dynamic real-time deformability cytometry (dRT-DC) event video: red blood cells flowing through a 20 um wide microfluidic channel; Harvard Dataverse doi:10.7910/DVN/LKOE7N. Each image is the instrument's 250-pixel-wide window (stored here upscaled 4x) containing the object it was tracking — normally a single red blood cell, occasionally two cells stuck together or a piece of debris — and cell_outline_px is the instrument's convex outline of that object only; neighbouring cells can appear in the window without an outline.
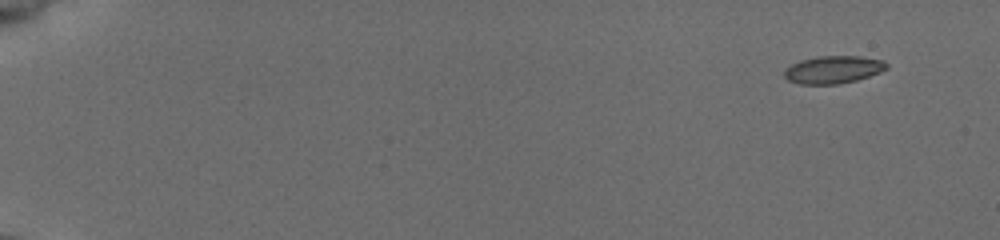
{"species": "common noctule bat (a hibernating species)", "species_latin": "Nyctalus noctula", "temperature_condition": "cold", "stored_images_in_passage": 52, "camera_frame_rate_fps": 3000, "um_per_image_px": 0.085, "animal": {"sex": "female", "body_mass_g": 19.5, "forearm_length_mm": 54.1}, "frame": {"image": 1, "passage_image": 1, "time_ms": 0.0, "image_size_px": [1000, 240], "cell_outline_px": [[888, 68], [880, 72], [856, 80], [840, 84], [800, 84], [788, 80], [784, 76], [784, 72], [792, 64], [800, 60], [816, 56], [860, 56], [884, 60], [888, 64]], "centroid_in_image_um": [70.85, 5.91], "position_along_channel_um": 14.2, "area_um2": 16.47}}
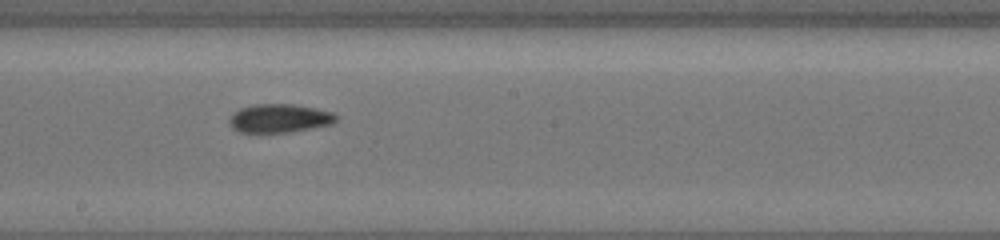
{"frame": {"image": 2, "passage_image": 30, "time_ms": 9.667, "image_size_px": [1000, 240], "cell_outline_px": [[336, 120], [332, 124], [292, 132], [240, 132], [232, 128], [228, 124], [228, 120], [232, 112], [240, 108], [256, 104], [292, 104], [316, 108], [332, 112], [336, 116]], "centroid_in_image_um": [23.71, 10.05], "position_along_channel_um": 224.5, "area_um2": 17.86}}
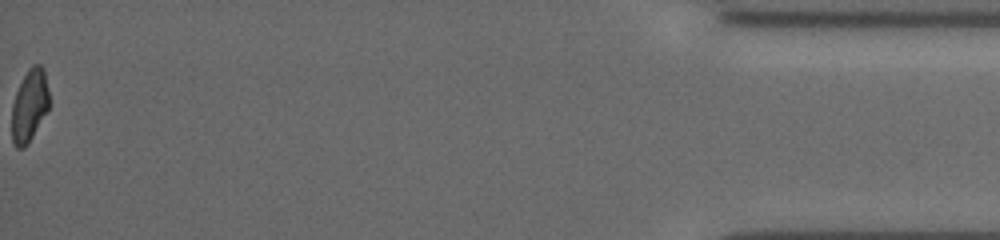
{"frame": {"image": 3, "passage_image": 52, "time_ms": 17.0, "image_size_px": [1000, 240], "cell_outline_px": [[48, 108], [28, 144], [24, 148], [16, 148], [12, 140], [12, 104], [16, 92], [28, 68], [32, 64], [40, 64], [44, 68], [48, 92]], "centroid_in_image_um": [2.49, 8.96], "position_along_channel_um": 432.7, "area_um2": 15.55}, "authors_computed_cell_mechanics": {"area_um2": 17.1666, "velocity_mm_per_s": 3.9323, "shape_relaxation_time_tau1_ms": 6.7204, "shape_relaxation_time_tau2_ms": 6.1982, "deformation_change_tau1": 0.1615, "deformation_change_tau2": 0.1114}}